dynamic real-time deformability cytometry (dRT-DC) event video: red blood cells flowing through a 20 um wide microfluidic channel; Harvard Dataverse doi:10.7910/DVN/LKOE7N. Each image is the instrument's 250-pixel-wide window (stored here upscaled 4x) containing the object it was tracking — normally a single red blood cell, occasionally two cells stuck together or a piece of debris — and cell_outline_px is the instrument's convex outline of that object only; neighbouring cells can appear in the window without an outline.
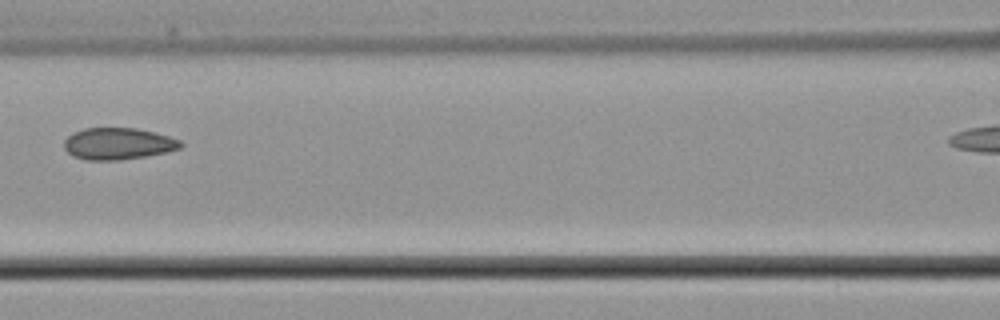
{"species": "common noctule bat (a hibernating species)", "species_latin": "Nyctalus noctula", "temperature_condition": "cold", "stored_images_in_passage": 5, "camera_frame_rate_fps": 3000, "um_per_image_px": 0.085, "animal": {"sex": "male", "body_mass_g": 21.5, "forearm_length_mm": 52.0}, "frame": {"image": 1, "passage_image": 5, "time_ms": 4.667, "image_size_px": [1000, 320], "cell_outline_px": [[184, 144], [180, 148], [164, 152], [144, 156], [120, 160], [84, 160], [72, 156], [64, 148], [64, 140], [72, 132], [84, 128], [136, 128], [156, 132], [180, 140]], "centroid_in_image_um": [10.0, 12.21], "position_along_channel_um": 156.6, "area_um2": 21.62}}